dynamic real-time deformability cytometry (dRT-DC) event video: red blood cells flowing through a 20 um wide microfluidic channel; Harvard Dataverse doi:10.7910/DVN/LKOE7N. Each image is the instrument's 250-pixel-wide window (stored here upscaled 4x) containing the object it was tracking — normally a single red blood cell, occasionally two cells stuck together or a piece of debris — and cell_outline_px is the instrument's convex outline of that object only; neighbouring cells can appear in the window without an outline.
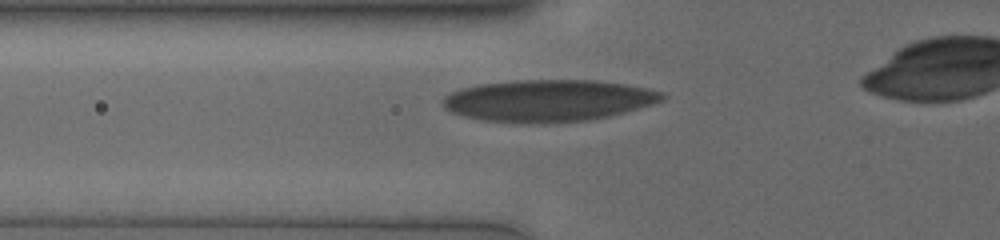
{"species": "human", "species_latin": "Homo sapiens", "temperature_condition": "cold", "stored_images_in_passage": 31, "camera_frame_rate_fps": 3000, "um_per_image_px": 0.085, "donor": {"sex": "male"}, "frame": {"image": 1, "passage_image": 3, "time_ms": 0.667, "image_size_px": [1000, 240], "cell_outline_px": [[664, 100], [624, 112], [608, 116], [588, 120], [544, 124], [516, 124], [484, 120], [464, 116], [452, 112], [444, 104], [444, 96], [460, 88], [476, 84], [512, 80], [596, 80], [624, 84], [644, 88], [660, 92], [664, 96]], "centroid_in_image_um": [46.55, 8.56], "position_along_channel_um": 79.2, "area_um2": 53.52}}
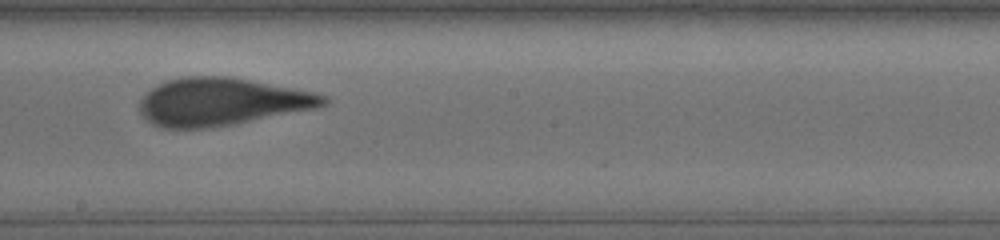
{"frame": {"image": 2, "passage_image": 15, "time_ms": 4.667, "image_size_px": [1000, 240], "cell_outline_px": [[328, 100], [324, 104], [316, 108], [232, 124], [204, 128], [164, 128], [152, 124], [140, 112], [140, 100], [156, 84], [168, 80], [184, 76], [228, 76], [312, 92], [328, 96]], "centroid_in_image_um": [18.79, 8.65], "position_along_channel_um": 229.4, "area_um2": 50.34}}
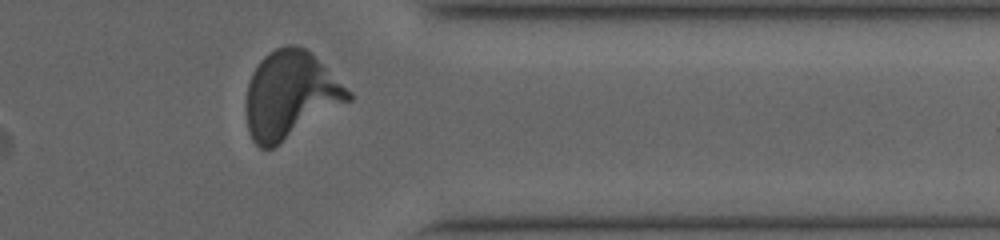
{"frame": {"image": 3, "passage_image": 28, "time_ms": 9.0, "image_size_px": [1000, 240], "cell_outline_px": [[352, 100], [272, 148], [260, 148], [252, 140], [248, 132], [244, 112], [244, 104], [248, 84], [252, 72], [260, 60], [268, 52], [276, 48], [288, 44], [296, 44], [308, 48], [352, 92]], "centroid_in_image_um": [24.66, 8.05], "position_along_channel_um": 386.7, "area_um2": 52.6}}